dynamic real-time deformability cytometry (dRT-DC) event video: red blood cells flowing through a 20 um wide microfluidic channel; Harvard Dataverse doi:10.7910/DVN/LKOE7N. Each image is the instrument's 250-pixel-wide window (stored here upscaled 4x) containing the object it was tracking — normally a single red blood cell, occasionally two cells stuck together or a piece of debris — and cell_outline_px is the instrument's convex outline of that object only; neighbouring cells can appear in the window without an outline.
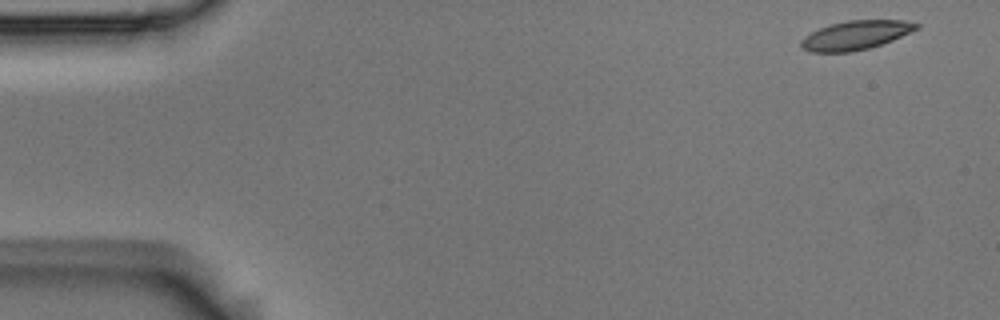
{"species": "Egyptian fruit bat (a non-hibernating species)", "species_latin": "Rousettus aegyptiacus", "temperature_condition": "room temperature", "stored_images_in_passage": 5, "camera_frame_rate_fps": 3000, "um_per_image_px": 0.085, "animal": {"sex": "male"}, "frame": {"image": 1, "passage_image": 1, "time_ms": 0.0, "image_size_px": [1000, 320], "cell_outline_px": [[920, 28], [892, 40], [868, 48], [852, 52], [812, 52], [804, 48], [800, 44], [800, 40], [804, 36], [820, 28], [832, 24], [848, 20], [904, 20], [920, 24]], "centroid_in_image_um": [72.75, 2.98], "position_along_channel_um": 12.2, "area_um2": 19.31}}
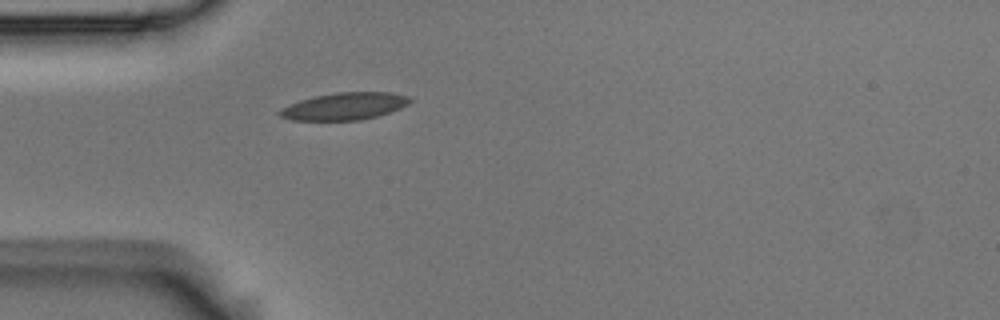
{"frame": {"image": 2, "passage_image": 5, "time_ms": 1.333, "image_size_px": [1000, 320], "cell_outline_px": [[412, 100], [408, 104], [400, 108], [376, 116], [360, 120], [292, 120], [280, 116], [276, 112], [280, 108], [288, 104], [300, 100], [316, 96], [336, 92], [392, 92], [412, 96]], "centroid_in_image_um": [29.28, 9.02], "position_along_channel_um": 55.7, "area_um2": 20.75}}